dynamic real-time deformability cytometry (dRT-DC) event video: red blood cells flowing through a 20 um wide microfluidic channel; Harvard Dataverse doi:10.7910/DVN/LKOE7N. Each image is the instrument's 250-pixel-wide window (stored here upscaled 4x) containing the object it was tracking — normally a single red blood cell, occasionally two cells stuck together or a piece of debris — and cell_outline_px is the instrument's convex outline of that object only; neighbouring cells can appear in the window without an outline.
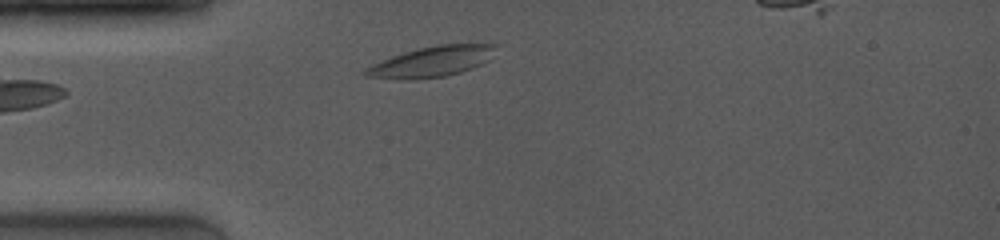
{"species": "common noctule bat (a hibernating species)", "species_latin": "Nyctalus noctula", "temperature_condition": "room temperature", "stored_images_in_passage": 48, "camera_frame_rate_fps": 4000, "um_per_image_px": 0.085, "animal": {"sex": "female", "body_mass_g": 19.0, "forearm_length_mm": 53.3}, "frame": {"image": 1, "passage_image": 5, "time_ms": 1.0, "image_size_px": [1000, 240], "cell_outline_px": [[500, 44], [488, 60], [472, 68], [460, 72], [444, 76], [416, 80], [408, 80], [364, 76], [360, 72], [364, 68], [372, 64], [392, 56], [404, 52], [420, 48], [440, 44]], "centroid_in_image_um": [36.66, 5.25], "position_along_channel_um": 48.3, "area_um2": 23.18}}
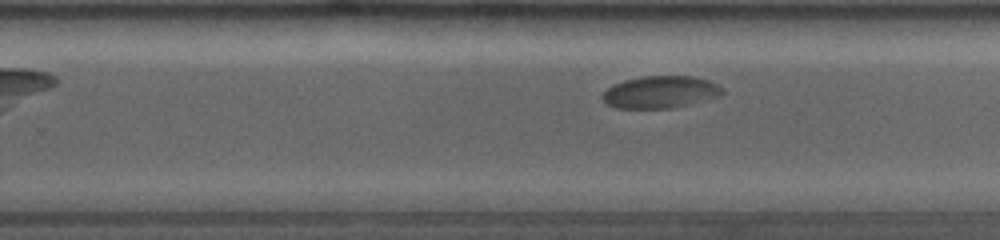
{"frame": {"image": 2, "passage_image": 30, "time_ms": 7.25, "image_size_px": [1000, 240], "cell_outline_px": [[724, 92], [720, 96], [672, 108], [616, 108], [604, 104], [600, 96], [612, 84], [624, 80], [640, 76], [696, 76], [708, 80], [724, 88]], "centroid_in_image_um": [56.09, 7.82], "position_along_channel_um": 273.7, "area_um2": 22.72}}
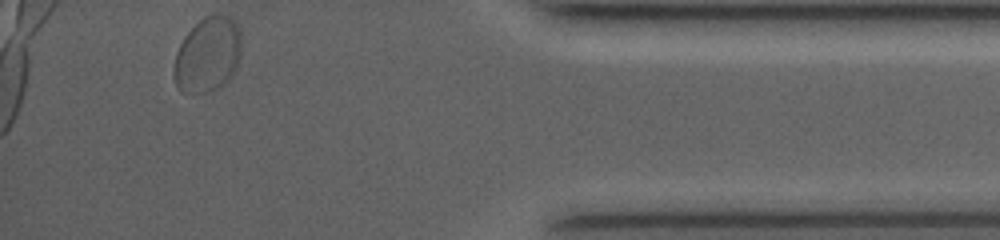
{"frame": {"image": 3, "passage_image": 48, "time_ms": 11.75, "image_size_px": [1000, 240], "cell_outline_px": [[240, 56], [236, 68], [232, 76], [224, 84], [212, 92], [180, 92], [176, 84], [172, 72], [176, 52], [184, 36], [204, 16], [220, 12], [228, 16], [236, 24], [240, 32]], "centroid_in_image_um": [17.64, 4.65], "position_along_channel_um": 417.6, "area_um2": 29.71}, "authors_computed_cell_mechanics": {"area_um2": 23.2067, "velocity_mm_per_s": 3.8281, "shape_relaxation_time_tau1_ms": 3.3708, "shape_relaxation_time_tau2_ms": null, "deformation_change_tau1": 0.0937, "deformation_change_tau2": null}}